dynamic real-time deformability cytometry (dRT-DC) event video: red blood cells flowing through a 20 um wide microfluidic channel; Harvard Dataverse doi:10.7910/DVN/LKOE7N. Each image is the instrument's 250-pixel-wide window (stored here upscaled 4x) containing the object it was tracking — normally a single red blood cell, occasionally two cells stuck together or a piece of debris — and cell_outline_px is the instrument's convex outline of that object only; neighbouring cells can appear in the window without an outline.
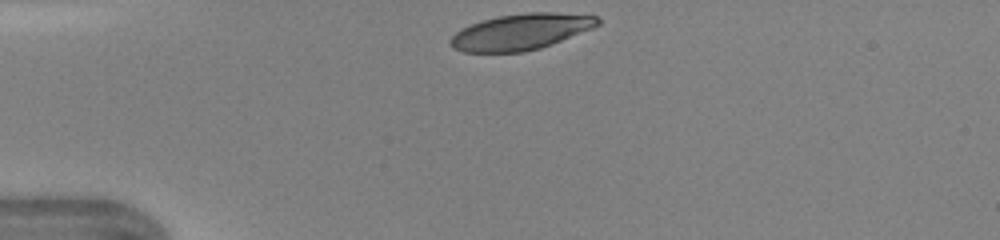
{"species": "human", "species_latin": "Homo sapiens", "temperature_condition": "warm", "stored_images_in_passage": 29, "camera_frame_rate_fps": 3000, "um_per_image_px": 0.085, "donor": {"sex": "female"}, "frame": {"image": 1, "passage_image": 1, "time_ms": 0.0, "image_size_px": [1000, 240], "cell_outline_px": [[600, 24], [592, 28], [552, 44], [540, 48], [524, 52], [464, 52], [452, 48], [448, 44], [448, 40], [460, 28], [480, 20], [500, 16], [528, 12], [552, 12], [596, 16], [600, 20]], "centroid_in_image_um": [44.22, 2.71], "position_along_channel_um": 40.8, "area_um2": 30.98}}
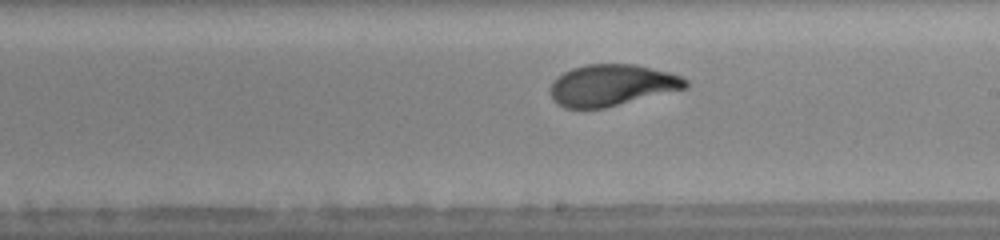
{"frame": {"image": 2, "passage_image": 17, "time_ms": 5.333, "image_size_px": [1000, 240], "cell_outline_px": [[688, 88], [604, 108], [564, 108], [556, 104], [552, 100], [552, 84], [564, 72], [572, 68], [588, 64], [636, 64], [668, 72], [680, 76], [688, 80]], "centroid_in_image_um": [52.04, 7.24], "position_along_channel_um": 237.0, "area_um2": 32.48}}
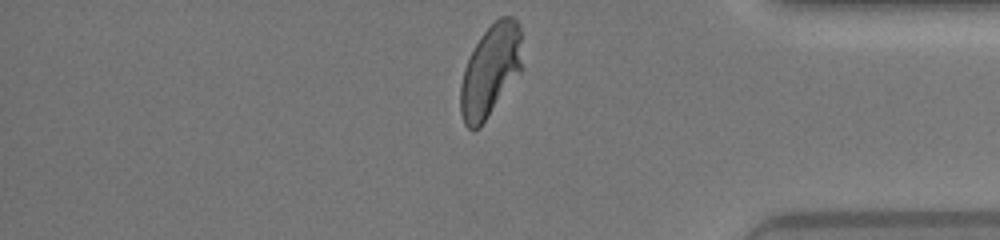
{"frame": {"image": 3, "passage_image": 29, "time_ms": 9.333, "image_size_px": [1000, 240], "cell_outline_px": [[524, 68], [480, 128], [472, 132], [464, 124], [460, 112], [460, 84], [464, 68], [480, 36], [500, 16], [512, 16], [516, 20], [520, 28]], "centroid_in_image_um": [41.7, 6.04], "position_along_channel_um": 393.5, "area_um2": 33.52}, "authors_computed_cell_mechanics": {"area_um2": 33.2928, "velocity_mm_per_s": 4.3561, "shape_relaxation_time_tau1_ms": 2.9184, "shape_relaxation_time_tau2_ms": null, "deformation_change_tau1": 0.1863, "deformation_change_tau2": null}}